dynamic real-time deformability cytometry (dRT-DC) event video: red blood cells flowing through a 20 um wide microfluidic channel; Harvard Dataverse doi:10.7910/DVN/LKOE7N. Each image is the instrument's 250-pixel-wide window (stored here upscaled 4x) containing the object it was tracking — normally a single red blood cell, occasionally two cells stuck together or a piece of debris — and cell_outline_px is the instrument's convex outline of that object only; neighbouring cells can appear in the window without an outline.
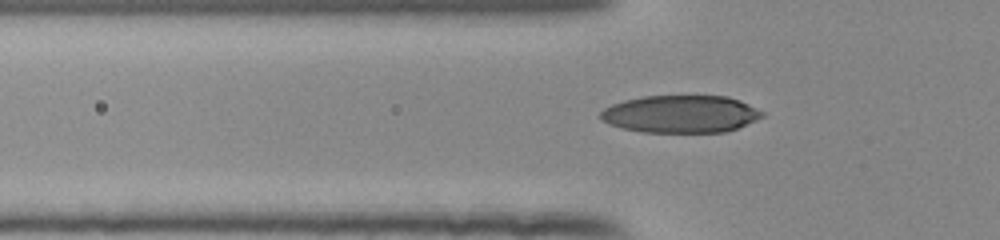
{"species": "human", "species_latin": "Homo sapiens", "temperature_condition": "room temperature", "stored_images_in_passage": 34, "camera_frame_rate_fps": 3000, "um_per_image_px": 0.085, "donor": {"sex": "female"}, "frame": {"image": 1, "passage_image": 5, "time_ms": 1.333, "image_size_px": [1000, 240], "cell_outline_px": [[764, 116], [756, 120], [736, 128], [724, 132], [644, 132], [624, 128], [608, 124], [600, 120], [600, 112], [604, 108], [612, 104], [624, 100], [644, 96], [728, 96], [740, 100], [764, 112]], "centroid_in_image_um": [57.84, 9.69], "position_along_channel_um": 68.0, "area_um2": 35.26}}
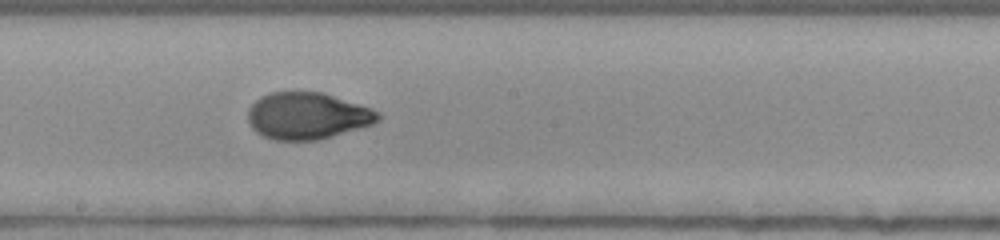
{"frame": {"image": 2, "passage_image": 17, "time_ms": 5.333, "image_size_px": [1000, 240], "cell_outline_px": [[384, 116], [380, 120], [372, 124], [332, 136], [316, 140], [272, 140], [256, 132], [252, 128], [248, 120], [248, 108], [260, 96], [272, 92], [320, 92], [372, 108], [380, 112]], "centroid_in_image_um": [26.13, 9.85], "position_along_channel_um": 222.1, "area_um2": 35.43}}
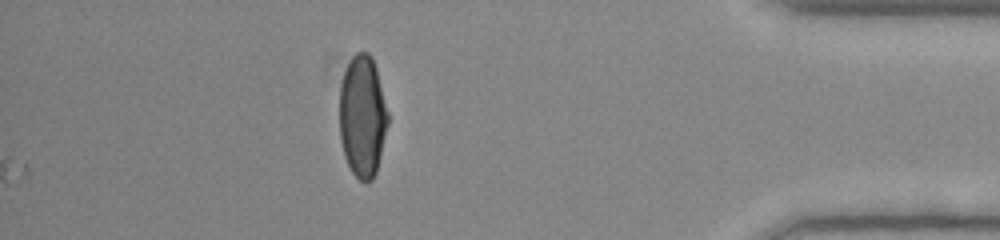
{"frame": {"image": 3, "passage_image": 34, "time_ms": 11.0, "image_size_px": [1000, 240], "cell_outline_px": [[388, 124], [376, 172], [372, 180], [360, 180], [352, 172], [344, 156], [340, 140], [340, 84], [344, 72], [352, 56], [356, 52], [368, 52], [372, 56], [376, 68], [388, 112]], "centroid_in_image_um": [30.8, 9.86], "position_along_channel_um": 404.4, "area_um2": 34.28}, "authors_computed_cell_mechanics": {"area_um2": 35.1135, "velocity_mm_per_s": 3.8858, "shape_relaxation_time_tau1_ms": 5.0531, "shape_relaxation_time_tau2_ms": 0.7878, "deformation_change_tau1": 0.2227, "deformation_change_tau2": 0.0457}}